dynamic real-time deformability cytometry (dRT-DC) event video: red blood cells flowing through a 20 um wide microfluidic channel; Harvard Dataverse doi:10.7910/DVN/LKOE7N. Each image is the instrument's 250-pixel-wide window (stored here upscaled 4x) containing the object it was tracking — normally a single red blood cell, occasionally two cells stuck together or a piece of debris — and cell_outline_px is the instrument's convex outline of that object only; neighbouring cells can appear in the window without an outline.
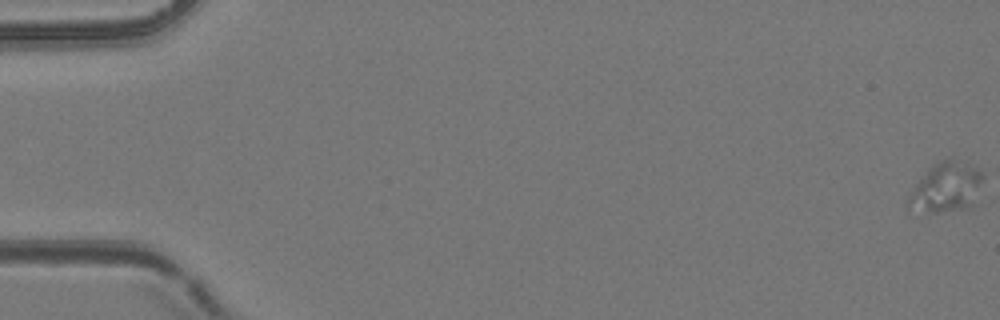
{"species": "common noctule bat (a hibernating species)", "species_latin": "Nyctalus noctula", "temperature_condition": "room temperature", "stored_images_in_passage": 20, "camera_frame_rate_fps": 3000, "um_per_image_px": 0.085, "animal": {"sex": "female", "body_mass_g": 24.6, "forearm_length_mm": 56.2}, "frame": {"image": 1, "passage_image": 1, "time_ms": 0.0, "image_size_px": [1000, 320], "cell_outline_px": [[984, 176], [972, 204], [968, 208], [908, 216], [908, 192], [928, 168], [940, 160], [952, 156], [976, 168]], "centroid_in_image_um": [80.31, 15.96], "position_along_channel_um": 4.7, "area_um2": 22.37}}
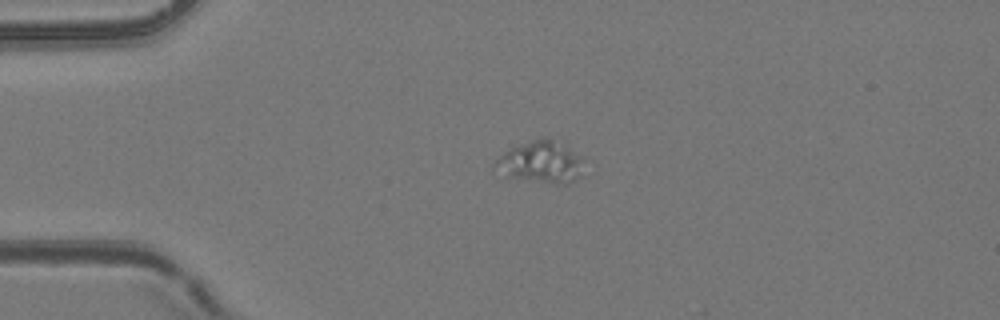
{"frame": {"image": 2, "passage_image": 16, "time_ms": 5.0, "image_size_px": [1000, 320], "cell_outline_px": [[588, 160], [576, 176], [568, 184], [556, 184], [508, 176], [492, 168], [492, 164], [504, 152], [512, 148], [532, 140], [544, 136], [548, 136], [568, 144], [584, 156]], "centroid_in_image_um": [46.06, 13.72], "position_along_channel_um": 38.9, "area_um2": 22.02}}